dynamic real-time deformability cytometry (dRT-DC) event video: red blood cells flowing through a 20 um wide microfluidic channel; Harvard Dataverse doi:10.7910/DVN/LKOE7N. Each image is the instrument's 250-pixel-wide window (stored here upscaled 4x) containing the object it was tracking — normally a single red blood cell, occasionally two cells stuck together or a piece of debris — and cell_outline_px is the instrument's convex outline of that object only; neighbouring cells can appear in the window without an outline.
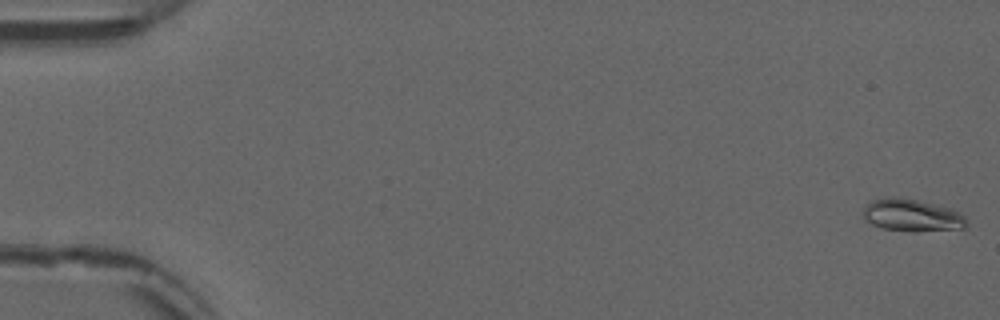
{"species": "common noctule bat (a hibernating species)", "species_latin": "Nyctalus noctula", "temperature_condition": "warm", "stored_images_in_passage": 31, "camera_frame_rate_fps": 3000, "um_per_image_px": 0.085, "animal": {"sex": "male", "forearm_length_mm": 52.5}, "frame": {"image": 1, "passage_image": 1, "time_ms": 0.0, "image_size_px": [1000, 320], "cell_outline_px": [[968, 228], [916, 232], [912, 232], [880, 228], [864, 220], [864, 204], [872, 200], [892, 196], [896, 196], [916, 200], [952, 208], [964, 216], [968, 220]], "centroid_in_image_um": [77.53, 18.31], "position_along_channel_um": 7.5, "area_um2": 19.88}}
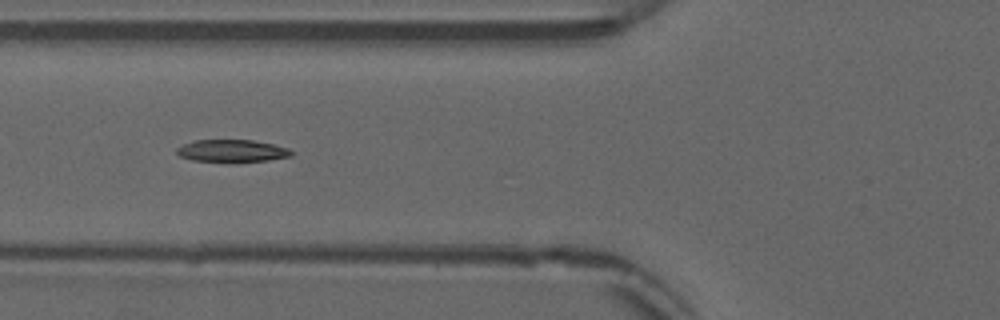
{"frame": {"image": 2, "passage_image": 21, "time_ms": 6.667, "image_size_px": [1000, 320], "cell_outline_px": [[292, 156], [268, 160], [232, 164], [228, 164], [192, 160], [180, 156], [176, 152], [176, 148], [184, 144], [196, 140], [252, 140], [276, 144], [288, 148], [292, 152]], "centroid_in_image_um": [19.73, 12.86], "position_along_channel_um": 106.1, "area_um2": 15.55}}
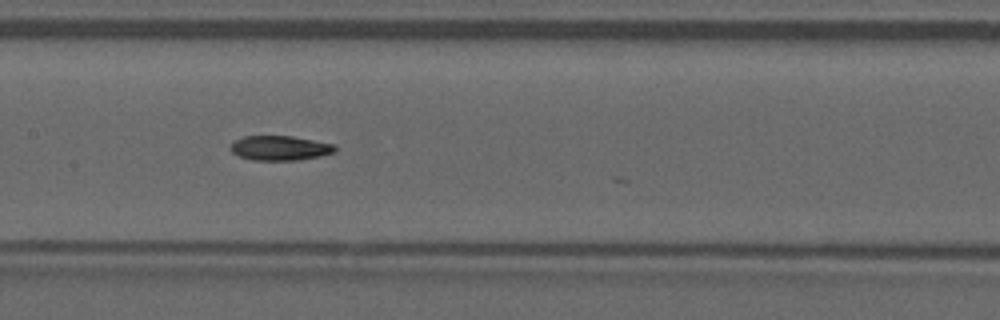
{"frame": {"image": 3, "passage_image": 27, "time_ms": 8.667, "image_size_px": [1000, 320], "cell_outline_px": [[336, 152], [320, 156], [300, 160], [252, 160], [240, 156], [232, 152], [232, 144], [236, 140], [244, 136], [292, 136], [336, 144]], "centroid_in_image_um": [23.86, 12.58], "position_along_channel_um": 183.5, "area_um2": 14.97}}